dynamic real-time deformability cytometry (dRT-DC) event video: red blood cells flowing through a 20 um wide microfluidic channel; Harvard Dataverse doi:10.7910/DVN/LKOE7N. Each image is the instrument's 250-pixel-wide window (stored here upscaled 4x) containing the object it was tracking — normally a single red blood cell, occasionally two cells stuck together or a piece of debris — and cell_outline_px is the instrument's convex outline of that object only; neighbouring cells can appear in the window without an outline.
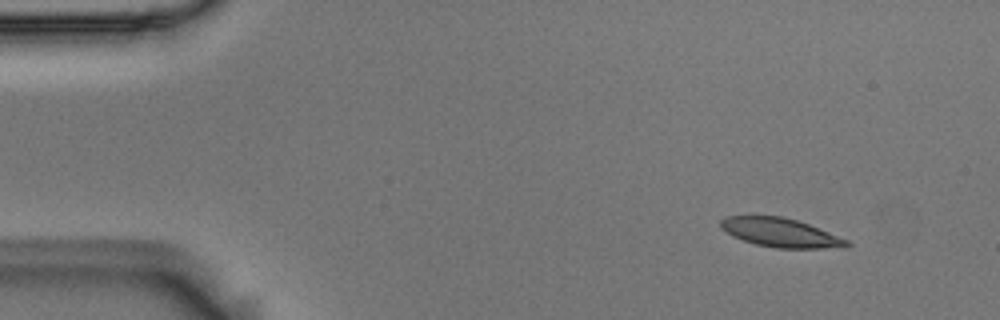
{"species": "Egyptian fruit bat (a non-hibernating species)", "species_latin": "Rousettus aegyptiacus", "temperature_condition": "room temperature", "stored_images_in_passage": 18, "camera_frame_rate_fps": 3000, "um_per_image_px": 0.085, "animal": {"sex": "male"}, "frame": {"image": 1, "passage_image": 5, "time_ms": 1.333, "image_size_px": [1000, 320], "cell_outline_px": [[852, 244], [848, 248], [776, 248], [756, 244], [732, 236], [720, 228], [720, 220], [724, 216], [780, 216], [796, 220], [808, 224], [848, 240]], "centroid_in_image_um": [66.35, 19.78], "position_along_channel_um": 18.7, "area_um2": 21.21}}
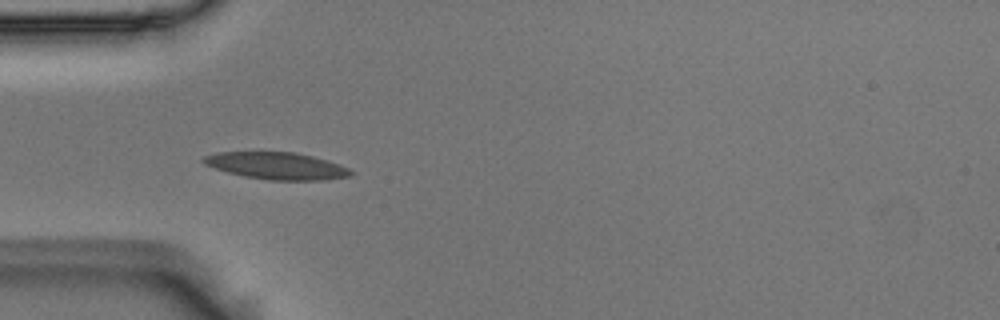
{"frame": {"image": 2, "passage_image": 16, "time_ms": 5.0, "image_size_px": [1000, 320], "cell_outline_px": [[356, 172], [352, 176], [328, 180], [268, 180], [244, 176], [228, 172], [204, 164], [200, 160], [204, 156], [216, 152], [296, 152], [328, 160], [340, 164]], "centroid_in_image_um": [23.57, 14.1], "position_along_channel_um": 61.4, "area_um2": 23.41}}